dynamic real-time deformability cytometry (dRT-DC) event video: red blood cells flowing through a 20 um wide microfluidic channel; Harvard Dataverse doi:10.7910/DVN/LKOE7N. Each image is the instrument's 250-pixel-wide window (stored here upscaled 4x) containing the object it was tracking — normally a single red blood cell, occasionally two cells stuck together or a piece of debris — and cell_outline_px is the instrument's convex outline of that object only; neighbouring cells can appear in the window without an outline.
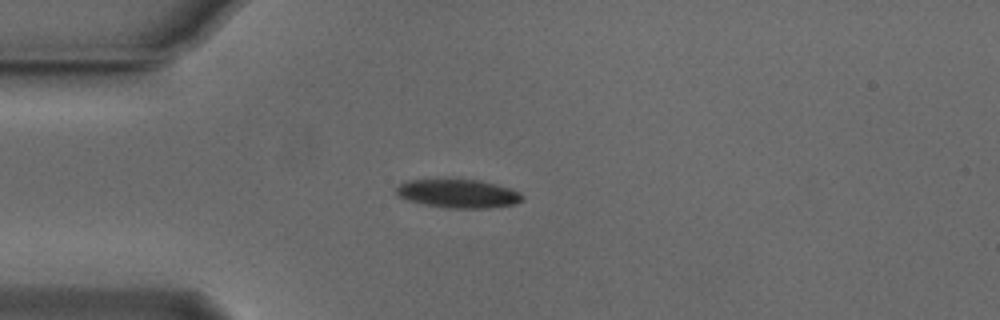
{"species": "Egyptian fruit bat (a non-hibernating species)", "species_latin": "Rousettus aegyptiacus", "temperature_condition": "cold", "stored_images_in_passage": 41, "camera_frame_rate_fps": 3000, "um_per_image_px": 0.085, "animal": {"sex": "male"}, "frame": {"image": 1, "passage_image": 1, "time_ms": 0.0, "image_size_px": [1000, 320], "cell_outline_px": [[524, 200], [516, 204], [488, 208], [444, 208], [424, 204], [408, 200], [400, 196], [396, 192], [396, 188], [404, 180], [444, 176], [448, 176], [480, 180], [512, 188], [520, 192], [524, 196]], "centroid_in_image_um": [38.93, 16.39], "position_along_channel_um": 46.1, "area_um2": 22.2}}
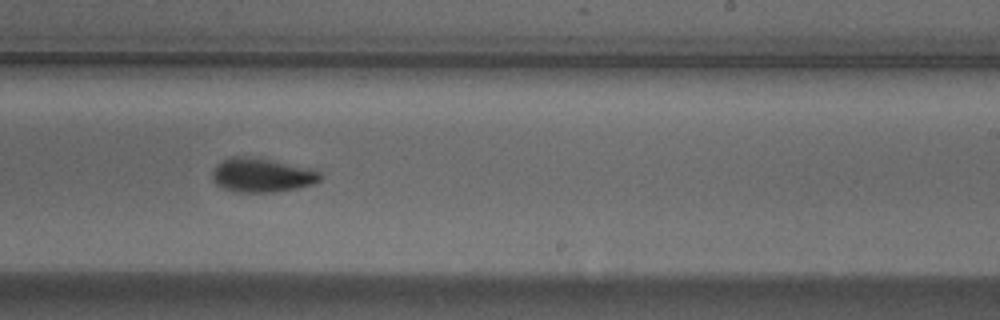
{"frame": {"image": 2, "passage_image": 20, "time_ms": 6.333, "image_size_px": [1000, 320], "cell_outline_px": [[324, 176], [320, 180], [312, 184], [296, 188], [276, 192], [236, 192], [224, 188], [216, 184], [212, 180], [212, 168], [220, 160], [228, 156], [260, 156], [316, 168]], "centroid_in_image_um": [22.28, 14.84], "position_along_channel_um": 266.7, "area_um2": 22.43}}
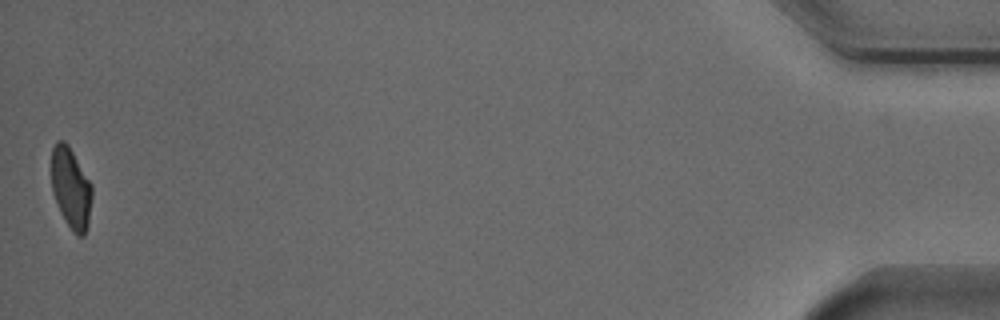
{"frame": {"image": 3, "passage_image": 41, "time_ms": 13.333, "image_size_px": [1000, 320], "cell_outline_px": [[92, 196], [88, 224], [84, 236], [76, 236], [72, 232], [60, 212], [52, 192], [52, 148], [56, 140], [64, 140], [68, 144], [92, 184]], "centroid_in_image_um": [6.03, 15.99], "position_along_channel_um": 429.2, "area_um2": 19.25}, "authors_computed_cell_mechanics": {"area_um2": 21.5016, "velocity_mm_per_s": 3.745, "shape_relaxation_time_tau1_ms": 2.7096, "shape_relaxation_time_tau2_ms": 4.584, "deformation_change_tau1": 0.1226, "deformation_change_tau2": 0.0833}}